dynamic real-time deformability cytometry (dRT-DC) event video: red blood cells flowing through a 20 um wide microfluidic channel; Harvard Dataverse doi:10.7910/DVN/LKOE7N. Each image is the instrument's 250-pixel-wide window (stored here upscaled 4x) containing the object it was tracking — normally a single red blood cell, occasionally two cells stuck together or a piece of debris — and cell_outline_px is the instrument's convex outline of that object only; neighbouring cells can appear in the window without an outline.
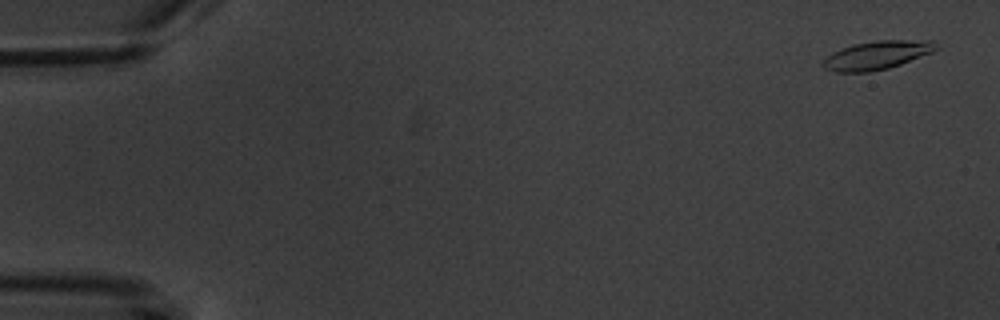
{"species": "common noctule bat (a hibernating species)", "species_latin": "Nyctalus noctula", "temperature_condition": "warm", "stored_images_in_passage": 4, "camera_frame_rate_fps": 3000, "um_per_image_px": 0.085, "animal": {"sex": "male", "body_mass_g": 20.1, "forearm_length_mm": 53.5}, "frame": {"image": 1, "passage_image": 1, "time_ms": 0.0, "image_size_px": [1000, 320], "cell_outline_px": [[940, 48], [932, 52], [900, 64], [888, 68], [872, 72], [836, 72], [824, 68], [820, 64], [832, 52], [852, 44], [880, 40], [936, 40]], "centroid_in_image_um": [74.56, 4.68], "position_along_channel_um": 10.4, "area_um2": 18.9}}
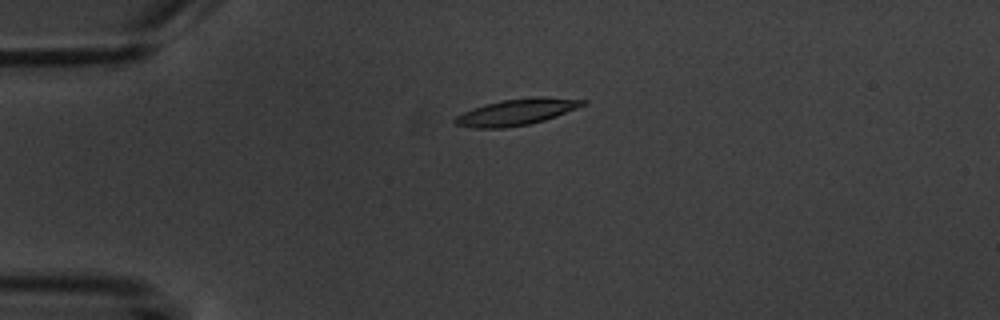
{"frame": {"image": 2, "passage_image": 3, "time_ms": 4.0, "image_size_px": [1000, 320], "cell_outline_px": [[588, 104], [556, 116], [544, 120], [528, 124], [504, 128], [476, 128], [456, 124], [452, 120], [456, 116], [472, 108], [484, 104], [500, 100], [532, 96], [544, 96], [588, 100]], "centroid_in_image_um": [43.94, 9.5], "position_along_channel_um": 41.1, "area_um2": 19.77}}